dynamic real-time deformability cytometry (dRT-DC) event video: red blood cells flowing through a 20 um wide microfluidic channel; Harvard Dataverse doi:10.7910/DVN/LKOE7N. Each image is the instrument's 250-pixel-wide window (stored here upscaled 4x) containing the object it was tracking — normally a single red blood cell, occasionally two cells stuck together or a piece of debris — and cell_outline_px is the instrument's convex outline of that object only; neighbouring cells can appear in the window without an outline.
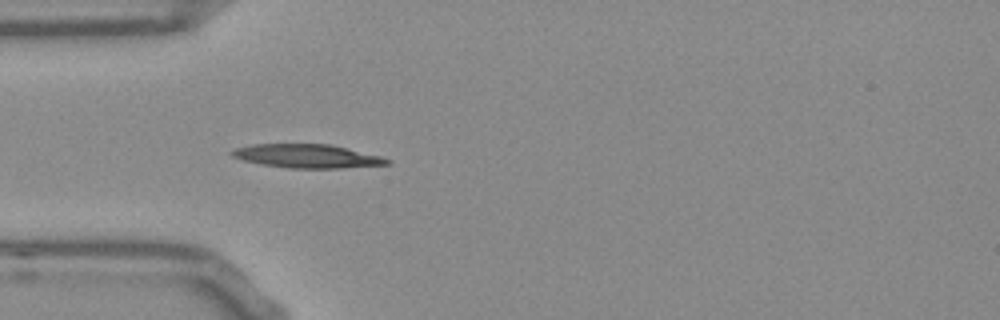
{"species": "Egyptian fruit bat (a non-hibernating species)", "species_latin": "Rousettus aegyptiacus", "temperature_condition": "room temperature", "stored_images_in_passage": 31, "camera_frame_rate_fps": 3000, "um_per_image_px": 0.085, "frame": {"image": 1, "passage_image": 1, "time_ms": 0.0, "image_size_px": [1000, 320], "cell_outline_px": [[392, 164], [340, 168], [288, 168], [264, 164], [244, 160], [232, 156], [228, 152], [236, 148], [252, 144], [328, 144], [380, 156], [392, 160]], "centroid_in_image_um": [26.11, 13.27], "position_along_channel_um": 58.9, "area_um2": 21.15}}
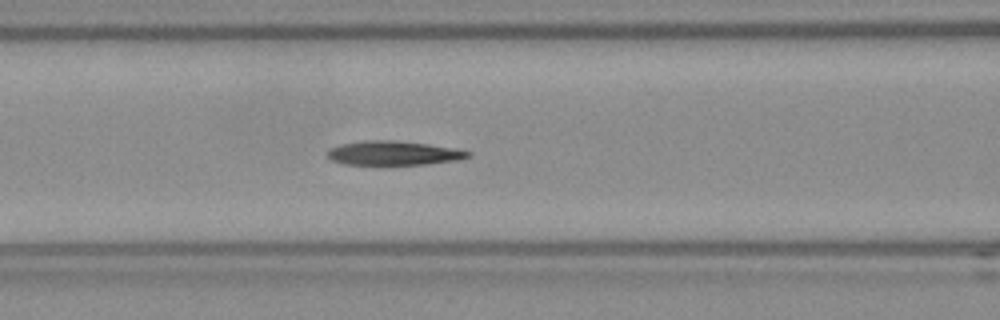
{"frame": {"image": 2, "passage_image": 7, "time_ms": 2.0, "image_size_px": [1000, 320], "cell_outline_px": [[472, 156], [456, 160], [424, 164], [344, 164], [332, 160], [328, 156], [328, 152], [332, 148], [340, 144], [364, 140], [396, 140], [428, 144], [456, 148], [472, 152]], "centroid_in_image_um": [33.49, 13.0], "position_along_channel_um": 133.1, "area_um2": 19.65}}
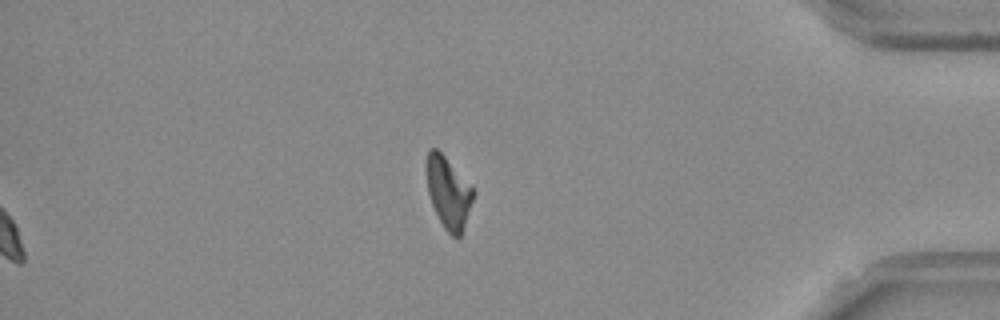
{"frame": {"image": 3, "passage_image": 31, "time_ms": 10.0, "image_size_px": [1000, 320], "cell_outline_px": [[476, 192], [460, 236], [452, 236], [444, 228], [432, 204], [428, 192], [428, 148], [436, 148], [444, 156]], "centroid_in_image_um": [38.13, 16.39], "position_along_channel_um": 397.1, "area_um2": 18.67}}